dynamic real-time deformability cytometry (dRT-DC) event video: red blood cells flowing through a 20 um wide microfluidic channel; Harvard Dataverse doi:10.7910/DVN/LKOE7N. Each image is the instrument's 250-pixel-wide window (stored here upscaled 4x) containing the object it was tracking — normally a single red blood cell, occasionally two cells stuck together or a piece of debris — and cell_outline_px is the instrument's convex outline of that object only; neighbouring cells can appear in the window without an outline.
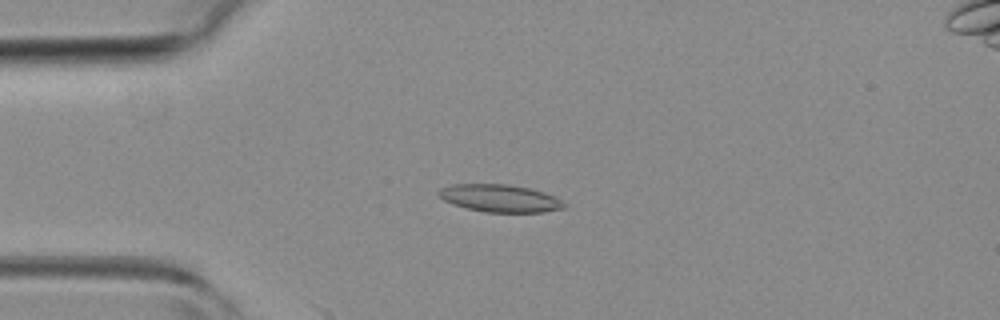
{"species": "common noctule bat (a hibernating species)", "species_latin": "Nyctalus noctula", "temperature_condition": "room temperature", "stored_images_in_passage": 2, "camera_frame_rate_fps": 3000, "um_per_image_px": 0.085, "animal": {"sex": "female", "body_mass_g": 19.3, "forearm_length_mm": 54.1}, "frame": {"image": 1, "passage_image": 1, "time_ms": 0.0, "image_size_px": [1000, 320], "cell_outline_px": [[568, 204], [564, 208], [544, 212], [484, 212], [452, 204], [444, 200], [436, 192], [440, 188], [452, 184], [508, 184], [528, 188], [544, 192]], "centroid_in_image_um": [42.48, 16.85], "position_along_channel_um": 42.5, "area_um2": 20.06}}